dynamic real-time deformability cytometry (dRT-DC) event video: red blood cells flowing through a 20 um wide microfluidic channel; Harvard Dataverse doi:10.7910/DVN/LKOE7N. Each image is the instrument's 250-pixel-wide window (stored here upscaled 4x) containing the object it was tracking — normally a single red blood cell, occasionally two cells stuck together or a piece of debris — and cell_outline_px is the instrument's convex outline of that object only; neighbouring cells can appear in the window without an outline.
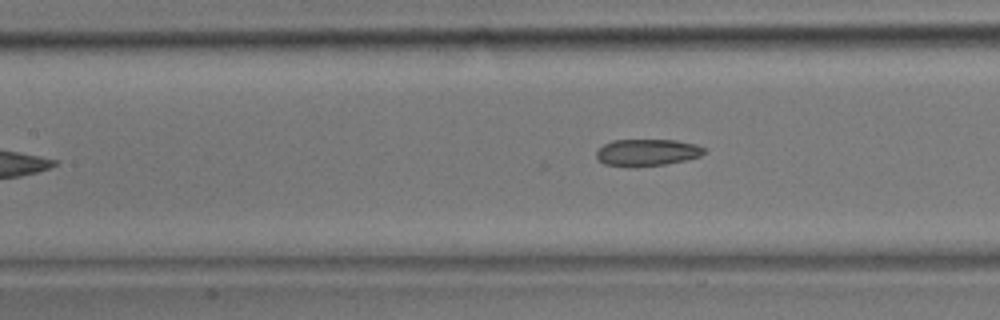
{"species": "common noctule bat (a hibernating species)", "species_latin": "Nyctalus noctula", "temperature_condition": "room temperature", "stored_images_in_passage": 26, "camera_frame_rate_fps": 3000, "um_per_image_px": 0.085, "animal": {"sex": "male", "body_mass_g": 17.9}, "frame": {"image": 1, "passage_image": 12, "time_ms": 3.667, "image_size_px": [1000, 320], "cell_outline_px": [[708, 152], [700, 156], [684, 160], [664, 164], [632, 168], [628, 168], [604, 164], [596, 156], [596, 152], [604, 144], [612, 140], [676, 140], [696, 144], [708, 148]], "centroid_in_image_um": [55.03, 12.97], "position_along_channel_um": 152.4, "area_um2": 17.17}}
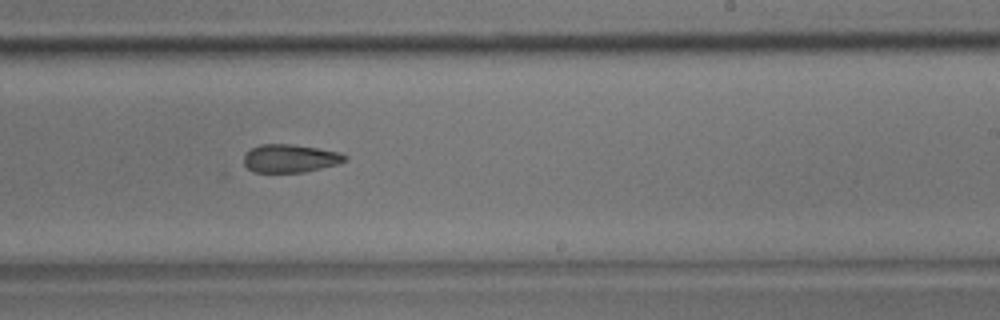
{"frame": {"image": 2, "passage_image": 18, "time_ms": 5.667, "image_size_px": [1000, 320], "cell_outline_px": [[348, 160], [336, 164], [304, 172], [252, 172], [244, 164], [244, 152], [260, 144], [292, 144], [340, 152], [348, 156]], "centroid_in_image_um": [24.64, 13.46], "position_along_channel_um": 264.4, "area_um2": 16.59}}
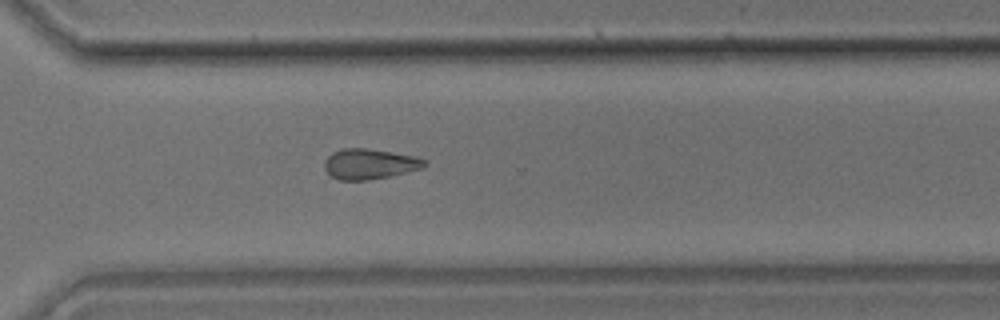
{"frame": {"image": 3, "passage_image": 22, "time_ms": 7.0, "image_size_px": [1000, 320], "cell_outline_px": [[428, 164], [424, 168], [388, 176], [368, 180], [340, 180], [332, 176], [324, 168], [324, 160], [332, 152], [344, 148], [368, 148], [416, 156], [424, 160]], "centroid_in_image_um": [31.42, 13.93], "position_along_channel_um": 339.2, "area_um2": 17.69}}